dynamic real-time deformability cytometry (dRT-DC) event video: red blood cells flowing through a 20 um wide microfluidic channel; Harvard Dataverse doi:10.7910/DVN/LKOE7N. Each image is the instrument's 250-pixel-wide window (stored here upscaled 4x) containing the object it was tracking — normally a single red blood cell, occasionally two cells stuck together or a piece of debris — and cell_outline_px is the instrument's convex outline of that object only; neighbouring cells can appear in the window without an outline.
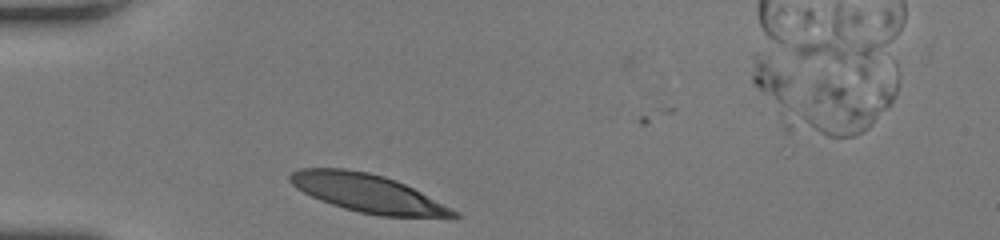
{"species": "human", "species_latin": "Homo sapiens", "temperature_condition": "room temperature", "stored_images_in_passage": 11, "camera_frame_rate_fps": 3000, "um_per_image_px": 0.085, "donor": {"sex": "female"}, "frame": {"image": 1, "passage_image": 4, "time_ms": 1.0, "image_size_px": [1000, 240], "cell_outline_px": [[460, 216], [380, 216], [360, 212], [344, 208], [320, 200], [296, 188], [288, 180], [288, 176], [292, 172], [300, 168], [344, 168], [368, 172], [384, 176], [396, 180], [460, 212]], "centroid_in_image_um": [31.2, 16.4], "position_along_channel_um": 53.8, "area_um2": 35.78}}
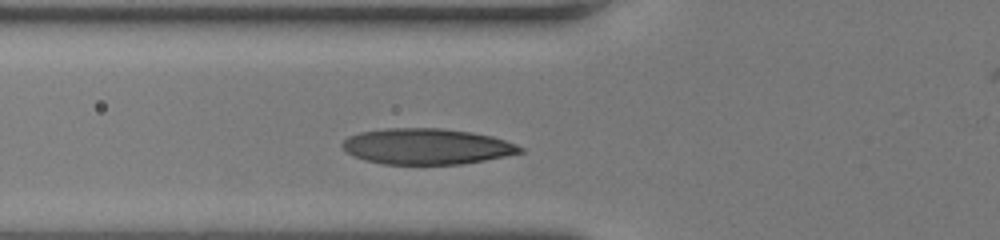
{"frame": {"image": 2, "passage_image": 8, "time_ms": 2.333, "image_size_px": [1000, 240], "cell_outline_px": [[524, 152], [484, 160], [460, 164], [384, 164], [364, 160], [348, 152], [340, 144], [348, 136], [360, 132], [384, 128], [440, 128], [472, 132], [492, 136], [516, 144], [524, 148]], "centroid_in_image_um": [36.27, 12.44], "position_along_channel_um": 89.5, "area_um2": 37.05}}
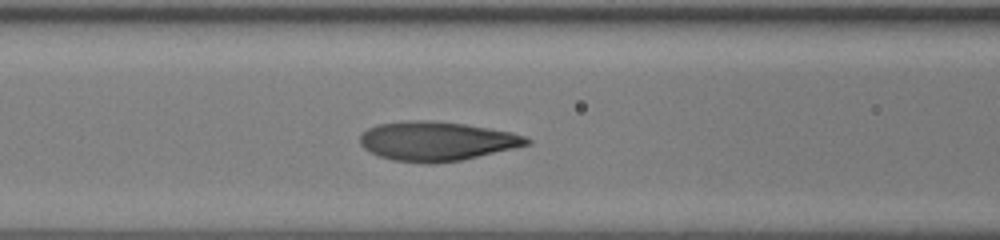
{"frame": {"image": 3, "passage_image": 11, "time_ms": 3.333, "image_size_px": [1000, 240], "cell_outline_px": [[532, 144], [460, 160], [432, 164], [428, 164], [392, 160], [380, 156], [364, 148], [360, 144], [360, 136], [368, 128], [376, 124], [408, 120], [428, 120], [464, 124], [512, 132], [524, 136], [532, 140]], "centroid_in_image_um": [37.11, 12.0], "position_along_channel_um": 129.5, "area_um2": 38.03}}